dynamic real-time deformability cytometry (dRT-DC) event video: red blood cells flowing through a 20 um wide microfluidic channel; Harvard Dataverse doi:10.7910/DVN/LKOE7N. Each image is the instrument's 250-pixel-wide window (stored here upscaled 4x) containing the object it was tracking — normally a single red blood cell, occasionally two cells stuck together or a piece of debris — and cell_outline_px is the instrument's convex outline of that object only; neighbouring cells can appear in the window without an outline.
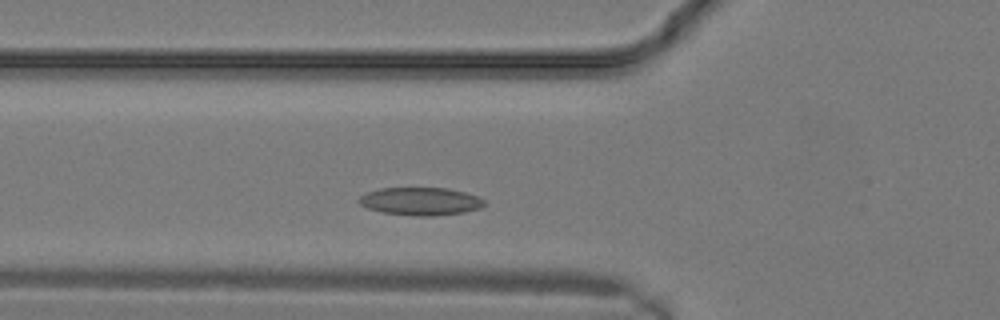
{"species": "common noctule bat (a hibernating species)", "species_latin": "Nyctalus noctula", "temperature_condition": "warm", "stored_images_in_passage": 7, "camera_frame_rate_fps": 3000, "um_per_image_px": 0.085, "animal": {"sex": "male", "body_mass_g": 19.2, "forearm_length_mm": 51.8}, "frame": {"image": 1, "passage_image": 2, "time_ms": 0.333, "image_size_px": [1000, 320], "cell_outline_px": [[484, 204], [480, 208], [464, 212], [432, 216], [416, 216], [384, 212], [368, 208], [360, 204], [360, 196], [368, 192], [380, 188], [448, 188], [464, 192], [476, 196], [484, 200]], "centroid_in_image_um": [35.76, 17.11], "position_along_channel_um": 90.0, "area_um2": 20.06}}
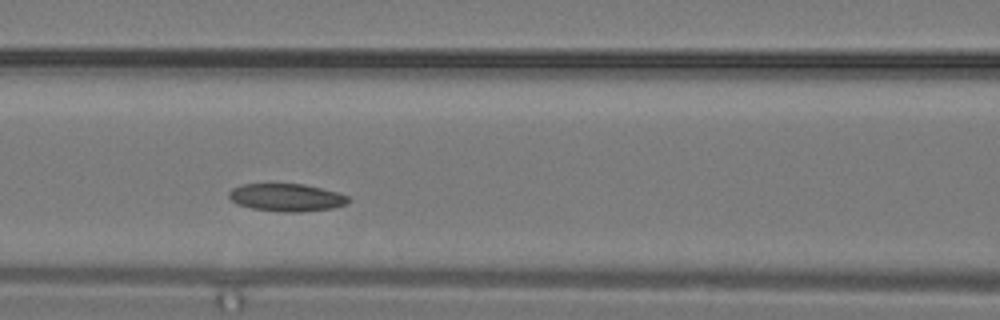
{"frame": {"image": 2, "passage_image": 4, "time_ms": 1.0, "image_size_px": [1000, 320], "cell_outline_px": [[348, 200], [344, 204], [332, 208], [300, 212], [284, 212], [252, 208], [236, 204], [228, 196], [228, 192], [232, 188], [240, 184], [304, 184], [336, 192], [348, 196]], "centroid_in_image_um": [24.29, 16.78], "position_along_channel_um": 142.3, "area_um2": 19.07}}
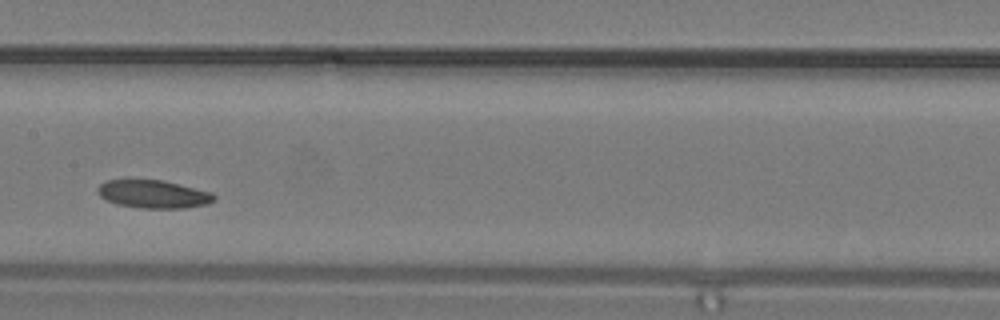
{"frame": {"image": 3, "passage_image": 6, "time_ms": 1.667, "image_size_px": [1000, 320], "cell_outline_px": [[216, 200], [208, 204], [184, 208], [140, 208], [116, 204], [104, 200], [96, 192], [96, 188], [104, 180], [160, 180], [212, 192], [216, 196]], "centroid_in_image_um": [13.0, 16.51], "position_along_channel_um": 194.4, "area_um2": 19.13}}